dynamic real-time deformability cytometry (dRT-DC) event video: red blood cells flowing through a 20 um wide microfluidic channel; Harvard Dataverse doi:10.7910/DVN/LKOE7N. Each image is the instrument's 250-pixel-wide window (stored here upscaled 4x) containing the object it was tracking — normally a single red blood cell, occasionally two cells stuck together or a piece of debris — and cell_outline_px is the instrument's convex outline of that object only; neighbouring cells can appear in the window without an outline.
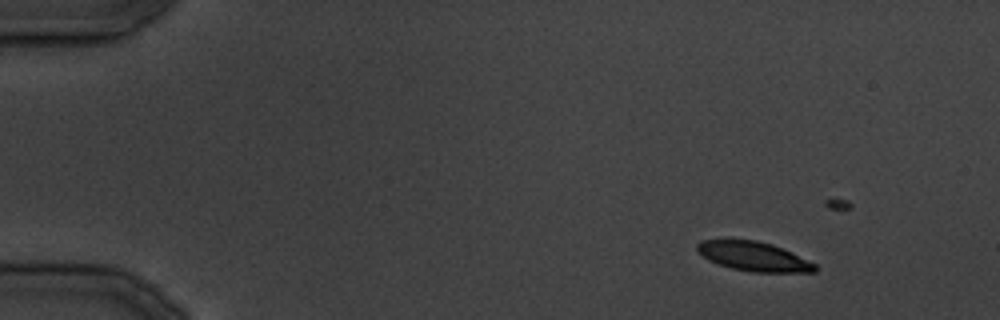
{"species": "common noctule bat (a hibernating species)", "species_latin": "Nyctalus noctula", "temperature_condition": "cold", "stored_images_in_passage": 11, "camera_frame_rate_fps": 3000, "um_per_image_px": 0.085, "animal": {"sex": "male", "body_mass_g": 19.5, "forearm_length_mm": 54.6}, "frame": {"image": 1, "passage_image": 4, "time_ms": 4.333, "image_size_px": [1000, 320], "cell_outline_px": [[816, 272], [752, 272], [732, 268], [708, 260], [696, 248], [696, 244], [700, 240], [724, 236], [728, 236], [756, 240], [772, 244], [816, 264]], "centroid_in_image_um": [63.96, 21.73], "position_along_channel_um": 21.0, "area_um2": 20.63}}